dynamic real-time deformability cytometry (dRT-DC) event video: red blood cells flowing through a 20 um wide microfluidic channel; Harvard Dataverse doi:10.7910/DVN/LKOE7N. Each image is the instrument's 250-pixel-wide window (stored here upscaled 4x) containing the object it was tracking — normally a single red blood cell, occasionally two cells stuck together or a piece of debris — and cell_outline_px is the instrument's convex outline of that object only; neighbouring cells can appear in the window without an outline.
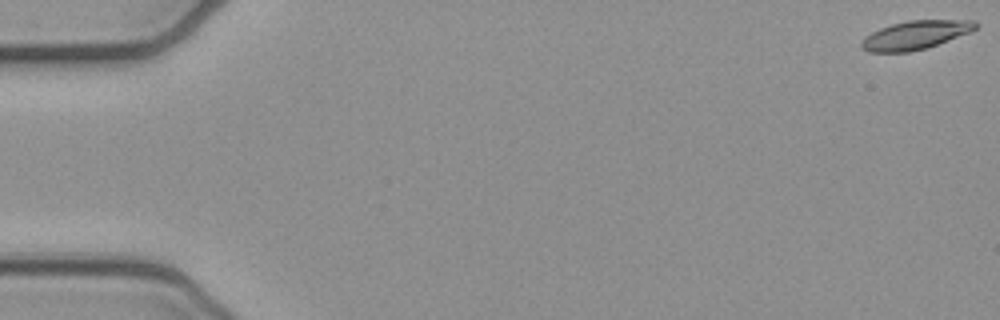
{"species": "common noctule bat (a hibernating species)", "species_latin": "Nyctalus noctula", "temperature_condition": "cold", "stored_images_in_passage": 53, "camera_frame_rate_fps": 3000, "um_per_image_px": 0.085, "animal": {"sex": "female", "body_mass_g": 21.9}, "frame": {"image": 1, "passage_image": 1, "time_ms": 0.0, "image_size_px": [1000, 320], "cell_outline_px": [[980, 24], [976, 28], [968, 32], [936, 44], [924, 48], [908, 52], [868, 52], [860, 44], [872, 32], [880, 28], [892, 24], [908, 20], [976, 20]], "centroid_in_image_um": [77.82, 2.96], "position_along_channel_um": 7.2, "area_um2": 18.55}}
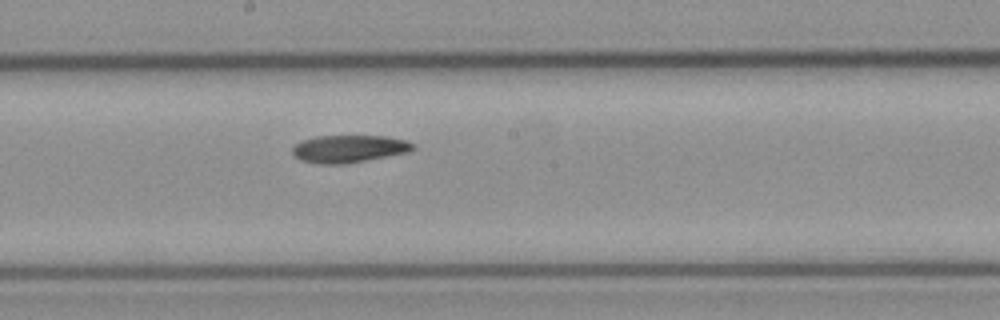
{"frame": {"image": 2, "passage_image": 29, "time_ms": 9.333, "image_size_px": [1000, 320], "cell_outline_px": [[416, 148], [408, 152], [344, 164], [316, 164], [300, 160], [292, 152], [292, 148], [296, 144], [304, 140], [316, 136], [388, 136], [408, 140], [416, 144]], "centroid_in_image_um": [29.7, 12.64], "position_along_channel_um": 218.5, "area_um2": 19.36}}
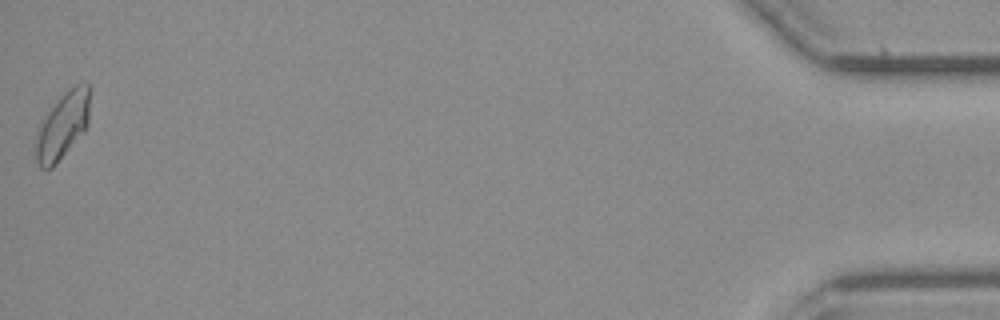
{"frame": {"image": 3, "passage_image": 53, "time_ms": 17.333, "image_size_px": [1000, 320], "cell_outline_px": [[92, 88], [88, 124], [84, 132], [56, 164], [52, 168], [40, 168], [36, 160], [36, 128], [40, 120], [60, 96], [72, 84], [88, 84]], "centroid_in_image_um": [5.34, 10.62], "position_along_channel_um": 429.9, "area_um2": 21.62}, "authors_computed_cell_mechanics": {"area_um2": 19.5364, "velocity_mm_per_s": 3.9077, "shape_relaxation_time_tau1_ms": 7.9314, "shape_relaxation_time_tau2_ms": null, "deformation_change_tau1": 0.1772, "deformation_change_tau2": null}}